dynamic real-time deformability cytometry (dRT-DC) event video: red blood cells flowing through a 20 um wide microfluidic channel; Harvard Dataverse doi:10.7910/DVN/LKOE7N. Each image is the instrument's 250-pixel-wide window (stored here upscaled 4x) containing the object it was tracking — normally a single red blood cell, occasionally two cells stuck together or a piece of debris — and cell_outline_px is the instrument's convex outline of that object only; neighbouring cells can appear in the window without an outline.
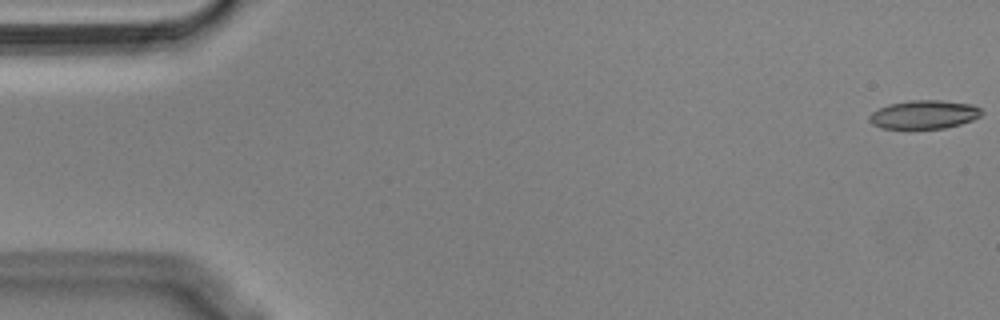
{"species": "Egyptian fruit bat (a non-hibernating species)", "species_latin": "Rousettus aegyptiacus", "temperature_condition": "cold", "stored_images_in_passage": 55, "camera_frame_rate_fps": 3000, "um_per_image_px": 0.085, "animal": {"sex": "male"}, "frame": {"image": 1, "passage_image": 1, "time_ms": 0.0, "image_size_px": [1000, 320], "cell_outline_px": [[984, 112], [980, 116], [972, 120], [960, 124], [944, 128], [880, 128], [872, 124], [868, 120], [868, 116], [872, 112], [888, 104], [908, 100], [940, 100], [972, 104], [980, 108]], "centroid_in_image_um": [78.54, 9.72], "position_along_channel_um": 6.5, "area_um2": 18.73}}
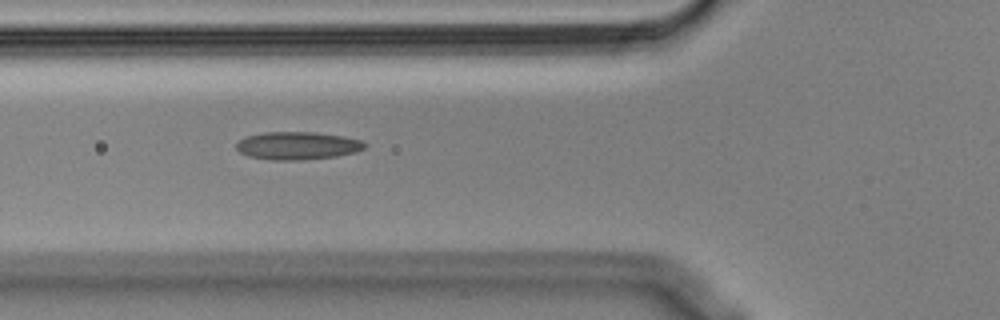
{"frame": {"image": 2, "passage_image": 20, "time_ms": 6.333, "image_size_px": [1000, 320], "cell_outline_px": [[364, 148], [356, 152], [336, 156], [296, 160], [272, 160], [248, 156], [240, 152], [236, 148], [236, 144], [240, 140], [248, 136], [264, 132], [316, 132], [344, 136], [360, 140], [364, 144]], "centroid_in_image_um": [25.27, 12.38], "position_along_channel_um": 100.5, "area_um2": 20.63}}
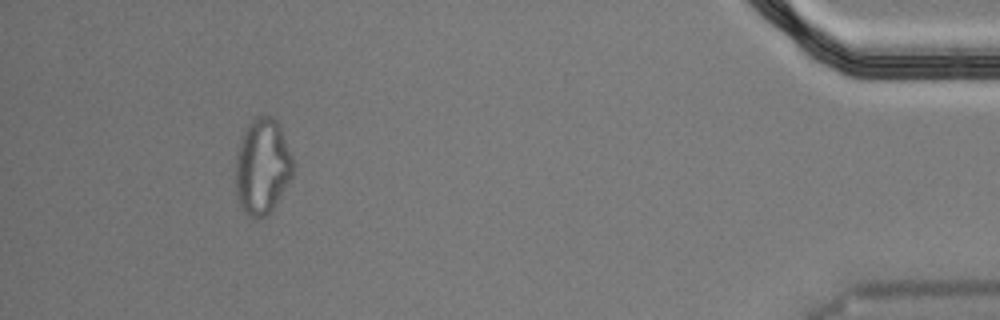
{"frame": {"image": 3, "passage_image": 51, "time_ms": 16.667, "image_size_px": [1000, 320], "cell_outline_px": [[292, 176], [288, 184], [272, 208], [260, 220], [256, 220], [248, 216], [244, 212], [240, 204], [236, 192], [236, 156], [240, 140], [248, 124], [252, 120], [260, 116], [272, 116], [276, 120], [280, 128], [292, 156]], "centroid_in_image_um": [22.28, 14.17], "position_along_channel_um": 412.9, "area_um2": 31.67}, "authors_computed_cell_mechanics": {"area_um2": 20.0566, "velocity_mm_per_s": 3.6392, "shape_relaxation_time_tau1_ms": null, "shape_relaxation_time_tau2_ms": 4.314, "deformation_change_tau1": null, "deformation_change_tau2": 0.1305}}